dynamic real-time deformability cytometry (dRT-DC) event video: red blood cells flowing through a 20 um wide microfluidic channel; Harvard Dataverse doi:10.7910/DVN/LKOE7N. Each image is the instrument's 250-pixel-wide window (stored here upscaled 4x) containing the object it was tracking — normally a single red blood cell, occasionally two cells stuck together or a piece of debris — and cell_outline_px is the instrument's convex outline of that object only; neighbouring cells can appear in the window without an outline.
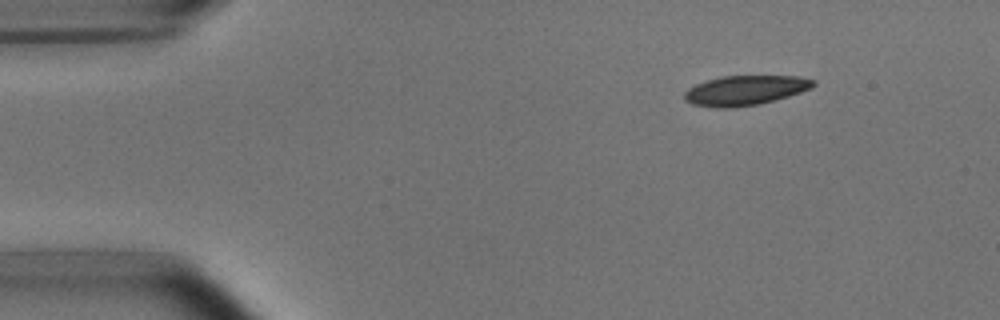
{"species": "common noctule bat (a hibernating species)", "species_latin": "Nyctalus noctula", "temperature_condition": "room temperature", "stored_images_in_passage": 47, "camera_frame_rate_fps": 3000, "um_per_image_px": 0.085, "animal": {"sex": "male", "body_mass_g": 15.6}, "frame": {"image": 1, "passage_image": 1, "time_ms": 0.0, "image_size_px": [1000, 320], "cell_outline_px": [[816, 84], [812, 88], [788, 96], [760, 104], [728, 108], [716, 108], [692, 104], [684, 100], [684, 92], [688, 88], [696, 84], [720, 76], [800, 76], [816, 80]], "centroid_in_image_um": [63.34, 7.68], "position_along_channel_um": 21.7, "area_um2": 22.43}}
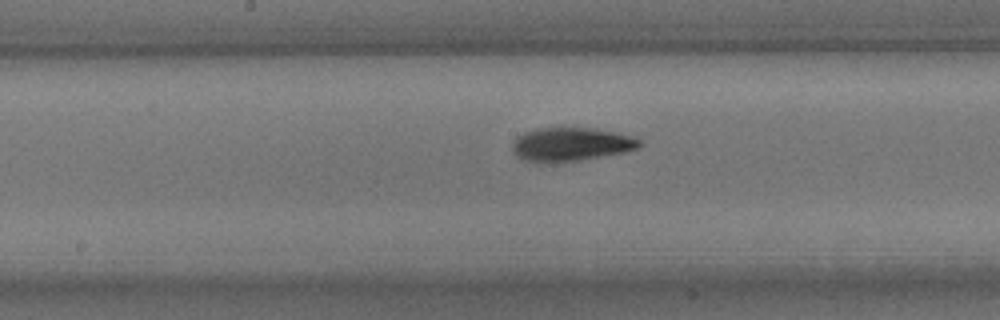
{"frame": {"image": 2, "passage_image": 21, "time_ms": 6.667, "image_size_px": [1000, 320], "cell_outline_px": [[644, 144], [640, 148], [624, 152], [580, 160], [524, 160], [516, 156], [512, 152], [512, 144], [516, 136], [524, 132], [536, 128], [592, 128], [616, 132], [640, 140]], "centroid_in_image_um": [48.54, 12.23], "position_along_channel_um": 199.7, "area_um2": 24.39}}
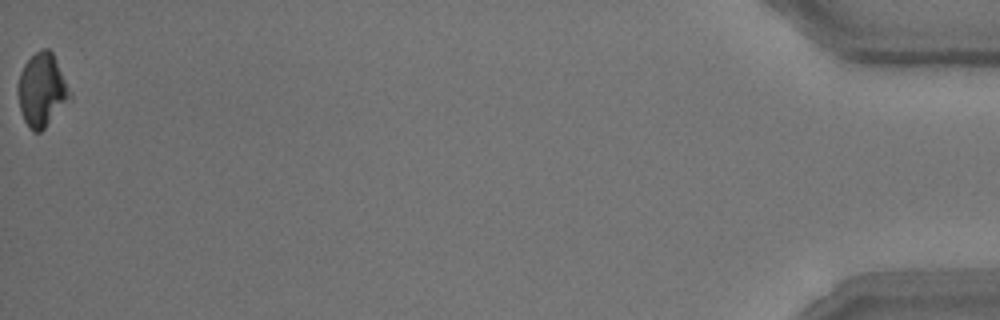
{"frame": {"image": 3, "passage_image": 47, "time_ms": 15.333, "image_size_px": [1000, 320], "cell_outline_px": [[72, 96], [44, 128], [40, 132], [32, 132], [28, 128], [24, 120], [20, 108], [20, 72], [24, 64], [40, 48], [48, 48], [52, 52], [56, 60]], "centroid_in_image_um": [3.57, 7.65], "position_along_channel_um": 431.6, "area_um2": 21.39}, "authors_computed_cell_mechanics": {"area_um2": 23.2356, "velocity_mm_per_s": 3.7816, "shape_relaxation_time_tau1_ms": 3.2505, "shape_relaxation_time_tau2_ms": 6.3011, "deformation_change_tau1": 0.1289, "deformation_change_tau2": 0.139}}